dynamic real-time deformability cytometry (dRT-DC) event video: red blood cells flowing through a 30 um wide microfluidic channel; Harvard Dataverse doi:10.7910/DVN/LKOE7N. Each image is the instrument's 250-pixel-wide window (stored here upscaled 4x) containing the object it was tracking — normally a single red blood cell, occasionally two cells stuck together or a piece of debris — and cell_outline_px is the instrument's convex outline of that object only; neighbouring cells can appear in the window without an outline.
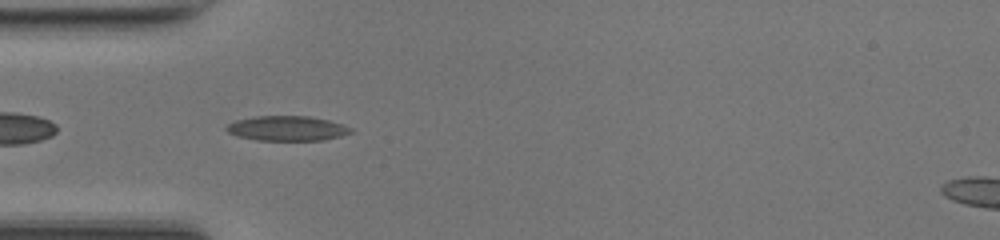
{"species": "common noctule bat (a hibernating species)", "species_latin": "Nyctalus noctula", "temperature_condition": "room temperature", "stored_images_in_passage": 31, "camera_frame_rate_fps": 3000, "um_per_image_px": 0.085, "animal": {"sex": "female", "body_mass_g": 17.0, "forearm_length_mm": 48.0}, "frame": {"image": 1, "passage_image": 2, "time_ms": 0.333, "image_size_px": [1000, 240], "cell_outline_px": [[352, 132], [340, 136], [324, 140], [256, 140], [236, 136], [228, 132], [224, 128], [228, 124], [236, 120], [256, 116], [308, 116], [328, 120], [344, 124], [352, 128]], "centroid_in_image_um": [24.39, 10.91], "position_along_channel_um": 60.6, "area_um2": 18.03}}
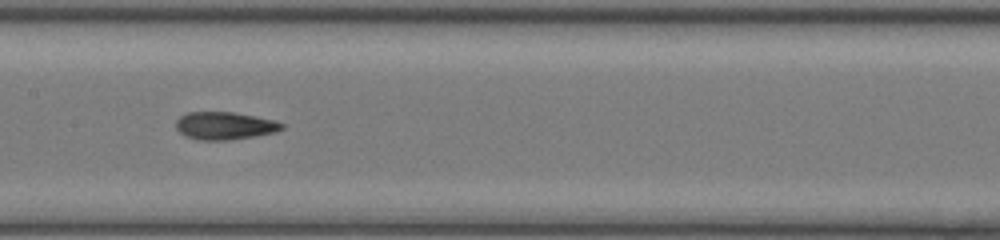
{"frame": {"image": 2, "passage_image": 11, "time_ms": 3.333, "image_size_px": [1000, 240], "cell_outline_px": [[284, 128], [276, 132], [256, 136], [228, 140], [196, 140], [184, 136], [176, 128], [176, 120], [180, 116], [188, 112], [236, 112], [276, 120], [284, 124]], "centroid_in_image_um": [19.11, 10.69], "position_along_channel_um": 188.3, "area_um2": 17.34}}
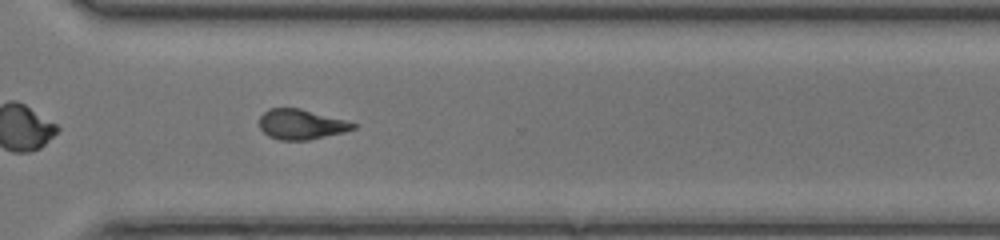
{"frame": {"image": 3, "passage_image": 22, "time_ms": 7.0, "image_size_px": [1000, 240], "cell_outline_px": [[356, 128], [344, 132], [308, 140], [280, 140], [268, 136], [260, 128], [260, 116], [268, 108], [300, 108], [344, 120], [356, 124]], "centroid_in_image_um": [25.57, 10.57], "position_along_channel_um": 345.0, "area_um2": 16.3}, "authors_computed_cell_mechanics": {"area_um2": 17.34, "velocity_mm_per_s": 4.2897, "shape_relaxation_time_tau1_ms": 6.5459, "shape_relaxation_time_tau2_ms": 2.8813, "deformation_change_tau1": 0.2087, "deformation_change_tau2": 0.1144}}